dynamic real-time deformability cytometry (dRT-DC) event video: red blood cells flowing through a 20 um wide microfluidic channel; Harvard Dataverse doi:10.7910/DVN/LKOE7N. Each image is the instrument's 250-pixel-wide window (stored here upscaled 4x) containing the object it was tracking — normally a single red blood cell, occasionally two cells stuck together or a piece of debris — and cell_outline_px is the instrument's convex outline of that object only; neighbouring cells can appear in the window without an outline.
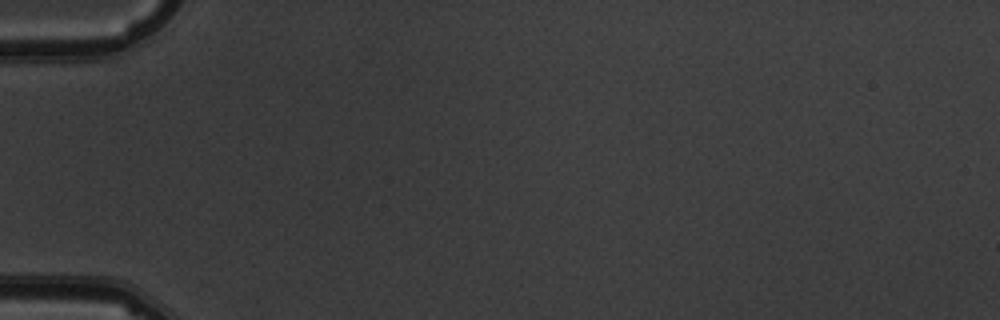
{"species": "common noctule bat (a hibernating species)", "species_latin": "Nyctalus noctula", "temperature_condition": "warm", "stored_images_in_passage": 1, "camera_frame_rate_fps": 3000, "um_per_image_px": 0.085, "animal": {"sex": "male", "body_mass_g": 19.5, "forearm_length_mm": 54.6}, "frame": {"image": 1, "passage_image": 1, "time_ms": 0.0, "image_size_px": [1000, 320], "cell_outline_px": [[152, 28], [132, 40], [124, 44], [108, 48], [12, 48], [12, 44], [152, 24]], "centroid_in_image_um": [7.61, 3.35], "position_along_channel_um": 77.4, "area_um2": 11.56}}